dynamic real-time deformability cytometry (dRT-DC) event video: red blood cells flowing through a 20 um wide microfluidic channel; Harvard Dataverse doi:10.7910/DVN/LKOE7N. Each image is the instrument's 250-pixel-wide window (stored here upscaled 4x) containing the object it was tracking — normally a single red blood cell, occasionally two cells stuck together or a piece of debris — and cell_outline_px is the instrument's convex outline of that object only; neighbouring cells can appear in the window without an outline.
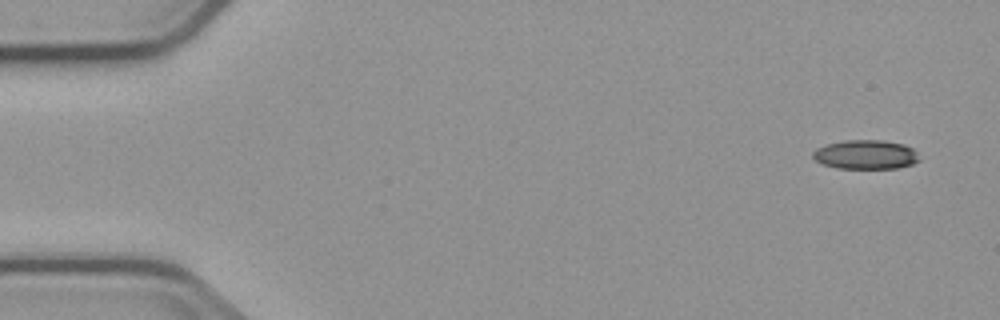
{"species": "common noctule bat (a hibernating species)", "species_latin": "Nyctalus noctula", "temperature_condition": "cold", "stored_images_in_passage": 6, "camera_frame_rate_fps": 3000, "um_per_image_px": 0.085, "animal": {"sex": "male", "body_mass_g": 23.1, "forearm_length_mm": 52.7}, "frame": {"image": 1, "passage_image": 1, "time_ms": 0.0, "image_size_px": [1000, 320], "cell_outline_px": [[920, 160], [912, 164], [900, 168], [840, 168], [824, 164], [816, 160], [812, 156], [812, 152], [816, 148], [824, 144], [844, 140], [884, 140], [904, 144], [912, 148], [916, 152]], "centroid_in_image_um": [73.58, 13.13], "position_along_channel_um": 11.4, "area_um2": 18.15}}
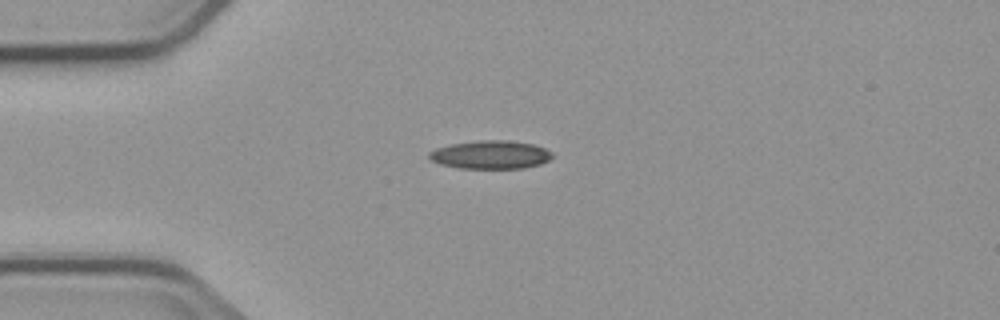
{"frame": {"image": 2, "passage_image": 4, "time_ms": 3.667, "image_size_px": [1000, 320], "cell_outline_px": [[552, 156], [548, 160], [540, 164], [524, 168], [460, 168], [440, 164], [432, 160], [428, 156], [428, 152], [436, 148], [452, 144], [476, 140], [508, 140], [532, 144], [544, 148], [552, 152]], "centroid_in_image_um": [41.68, 13.14], "position_along_channel_um": 43.3, "area_um2": 20.23}}
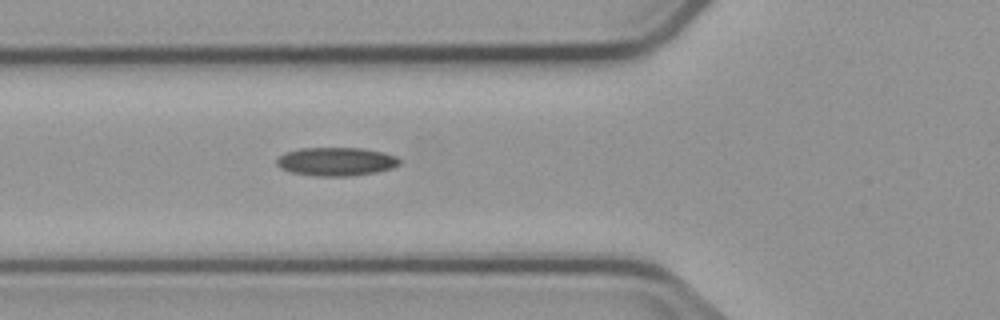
{"frame": {"image": 3, "passage_image": 6, "time_ms": 5.667, "image_size_px": [1000, 320], "cell_outline_px": [[400, 164], [392, 168], [376, 172], [348, 176], [316, 176], [288, 172], [280, 168], [276, 164], [276, 160], [284, 152], [300, 148], [360, 148], [384, 152], [396, 156], [400, 160]], "centroid_in_image_um": [28.54, 13.73], "position_along_channel_um": 97.3, "area_um2": 20.52}}